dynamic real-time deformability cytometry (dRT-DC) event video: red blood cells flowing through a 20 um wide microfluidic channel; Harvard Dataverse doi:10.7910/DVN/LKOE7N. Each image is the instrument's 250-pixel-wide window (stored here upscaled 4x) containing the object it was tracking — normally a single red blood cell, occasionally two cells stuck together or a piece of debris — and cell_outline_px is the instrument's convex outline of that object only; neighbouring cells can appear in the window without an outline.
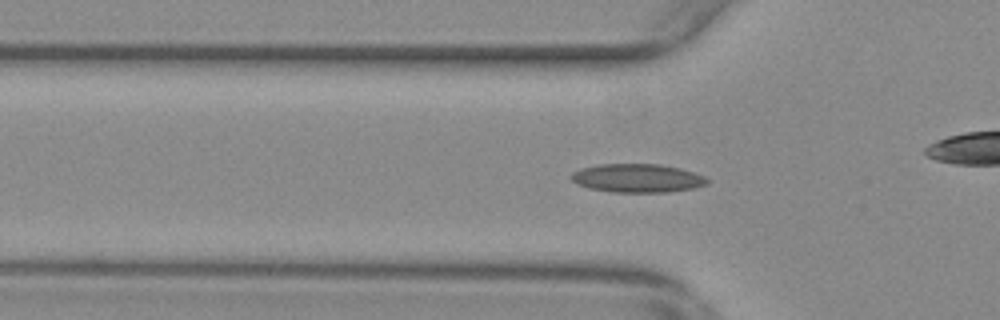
{"species": "common noctule bat (a hibernating species)", "species_latin": "Nyctalus noctula", "temperature_condition": "warm", "stored_images_in_passage": 57, "camera_frame_rate_fps": 3000, "um_per_image_px": 0.085, "animal": {"sex": "female", "body_mass_g": 29.2, "forearm_length_mm": 56.3}, "frame": {"image": 1, "passage_image": 18, "time_ms": 5.667, "image_size_px": [1000, 320], "cell_outline_px": [[708, 184], [696, 188], [668, 192], [612, 192], [588, 188], [576, 184], [568, 176], [572, 172], [580, 168], [600, 164], [660, 164], [680, 168], [704, 176], [708, 180]], "centroid_in_image_um": [54.15, 15.14], "position_along_channel_um": 71.7, "area_um2": 22.83}}
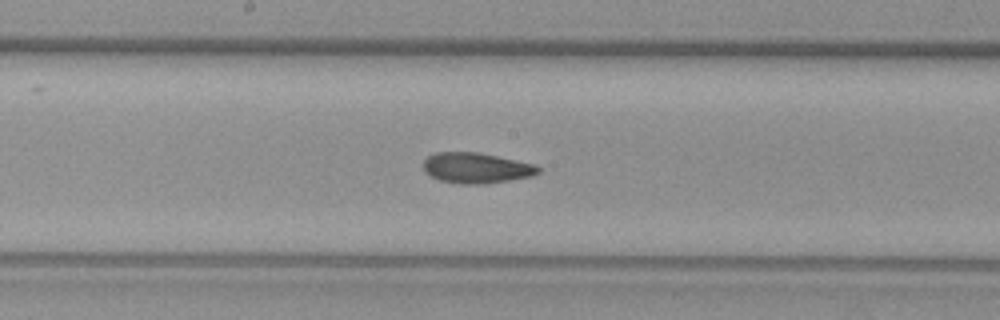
{"frame": {"image": 2, "passage_image": 29, "time_ms": 9.333, "image_size_px": [1000, 320], "cell_outline_px": [[540, 172], [532, 176], [484, 184], [460, 184], [440, 180], [428, 176], [424, 172], [420, 164], [428, 156], [436, 152], [480, 152], [536, 164], [540, 168]], "centroid_in_image_um": [40.44, 14.27], "position_along_channel_um": 207.8, "area_um2": 20.81}}
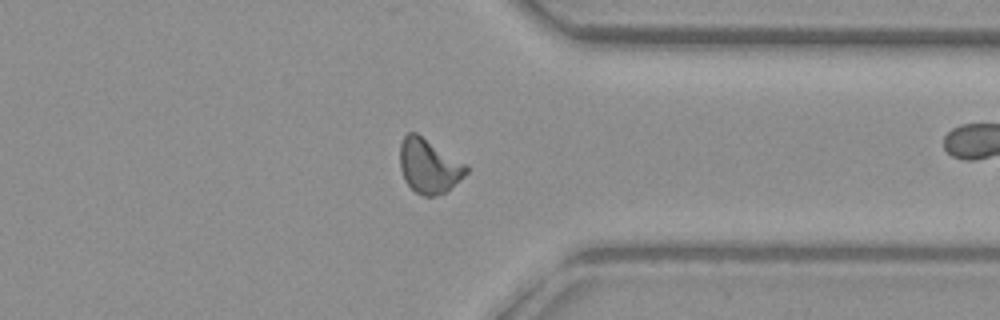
{"frame": {"image": 3, "passage_image": 43, "time_ms": 14.0, "image_size_px": [1000, 320], "cell_outline_px": [[468, 172], [460, 180], [444, 192], [432, 196], [424, 196], [416, 192], [404, 180], [400, 168], [400, 144], [404, 136], [408, 132], [416, 132], [468, 164]], "centroid_in_image_um": [36.46, 14.08], "position_along_channel_um": 374.9, "area_um2": 21.04}}